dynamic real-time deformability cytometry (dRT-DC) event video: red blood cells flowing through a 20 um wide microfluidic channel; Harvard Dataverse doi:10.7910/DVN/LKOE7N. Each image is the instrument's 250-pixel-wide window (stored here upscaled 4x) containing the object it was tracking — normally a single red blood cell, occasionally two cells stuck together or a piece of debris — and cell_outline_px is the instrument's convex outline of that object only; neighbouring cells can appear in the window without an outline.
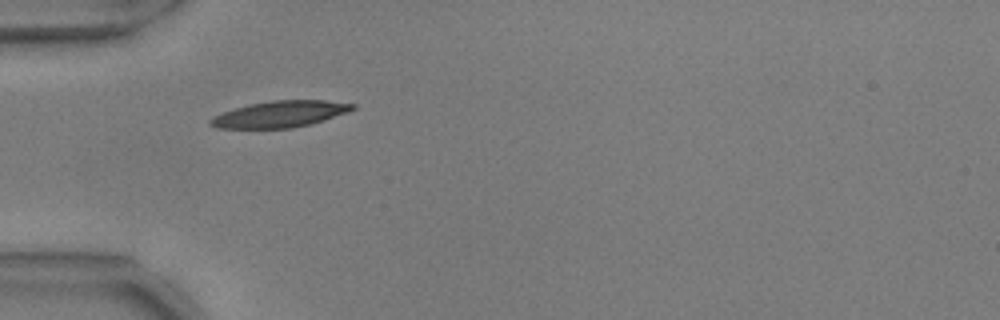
{"species": "common noctule bat (a hibernating species)", "species_latin": "Nyctalus noctula", "temperature_condition": "warm", "stored_images_in_passage": 25, "camera_frame_rate_fps": 3000, "um_per_image_px": 0.085, "animal": {"sex": "male", "body_mass_g": 17.9, "forearm_length_mm": 54.2}, "frame": {"image": 1, "passage_image": 1, "time_ms": 0.0, "image_size_px": [1000, 320], "cell_outline_px": [[356, 108], [348, 112], [312, 124], [292, 128], [216, 128], [208, 124], [208, 120], [212, 116], [236, 108], [252, 104], [272, 100], [324, 100], [356, 104]], "centroid_in_image_um": [23.81, 9.7], "position_along_channel_um": 61.2, "area_um2": 21.85}, "authors_computed_cell_mechanics": {"area_um2": 20.4612, "velocity_mm_per_s": 3.7096, "shape_relaxation_time_tau1_ms": 3.8161, "shape_relaxation_time_tau2_ms": 2.5072, "deformation_change_tau1": 0.1243, "deformation_change_tau2": 0.0651}}